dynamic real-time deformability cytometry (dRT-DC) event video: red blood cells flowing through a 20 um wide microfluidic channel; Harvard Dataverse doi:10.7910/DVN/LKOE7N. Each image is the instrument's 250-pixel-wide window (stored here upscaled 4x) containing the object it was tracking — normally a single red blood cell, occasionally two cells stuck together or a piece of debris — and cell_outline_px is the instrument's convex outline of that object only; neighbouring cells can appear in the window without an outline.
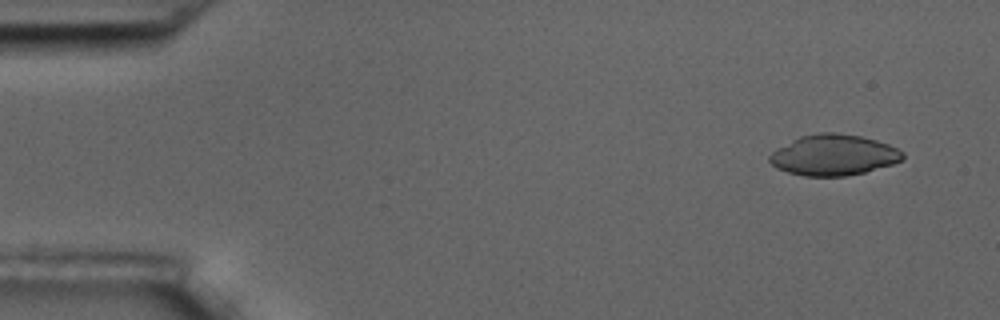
{"species": "common noctule bat (a hibernating species)", "species_latin": "Nyctalus noctula", "temperature_condition": "room temperature", "stored_images_in_passage": 7, "camera_frame_rate_fps": 3000, "um_per_image_px": 0.085, "animal": {"sex": "male", "body_mass_g": 17.5, "forearm_length_mm": 52.3}, "frame": {"image": 1, "passage_image": 1, "time_ms": 0.0, "image_size_px": [1000, 320], "cell_outline_px": [[904, 156], [900, 160], [892, 164], [864, 172], [844, 176], [804, 176], [788, 172], [776, 168], [768, 160], [768, 156], [776, 148], [800, 136], [820, 132], [836, 132], [860, 136], [876, 140], [888, 144], [904, 152]], "centroid_in_image_um": [70.82, 13.17], "position_along_channel_um": 14.2, "area_um2": 31.62}}